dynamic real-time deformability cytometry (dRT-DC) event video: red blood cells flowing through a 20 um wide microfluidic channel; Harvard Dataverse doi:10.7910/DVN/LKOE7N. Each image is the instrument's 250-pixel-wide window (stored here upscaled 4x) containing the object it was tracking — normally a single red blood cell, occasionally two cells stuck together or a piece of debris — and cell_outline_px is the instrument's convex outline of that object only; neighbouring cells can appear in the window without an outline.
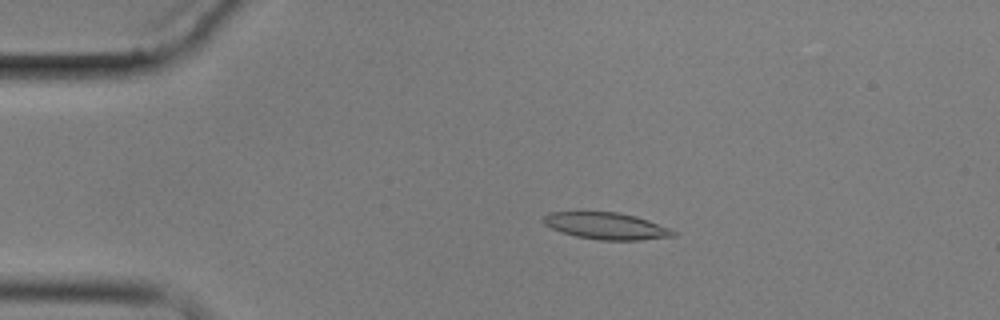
{"species": "common noctule bat (a hibernating species)", "species_latin": "Nyctalus noctula", "temperature_condition": "cold", "stored_images_in_passage": 8, "camera_frame_rate_fps": 3000, "um_per_image_px": 0.085, "animal": {"sex": "male", "body_mass_g": 17.9}, "frame": {"image": 1, "passage_image": 4, "time_ms": 3.667, "image_size_px": [1000, 320], "cell_outline_px": [[676, 236], [640, 240], [600, 240], [576, 236], [552, 228], [544, 224], [540, 220], [548, 212], [616, 212], [636, 216], [648, 220], [668, 228], [676, 232]], "centroid_in_image_um": [51.52, 19.2], "position_along_channel_um": 33.5, "area_um2": 20.11}}
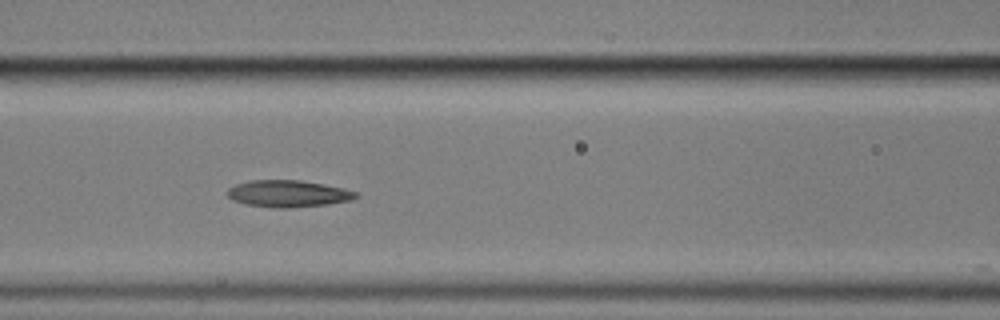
{"frame": {"image": 2, "passage_image": 7, "time_ms": 8.0, "image_size_px": [1000, 320], "cell_outline_px": [[360, 196], [352, 200], [328, 204], [288, 208], [276, 208], [244, 204], [232, 200], [228, 196], [228, 188], [236, 184], [252, 180], [300, 180], [344, 188], [356, 192]], "centroid_in_image_um": [24.5, 16.46], "position_along_channel_um": 142.1, "area_um2": 20.11}}
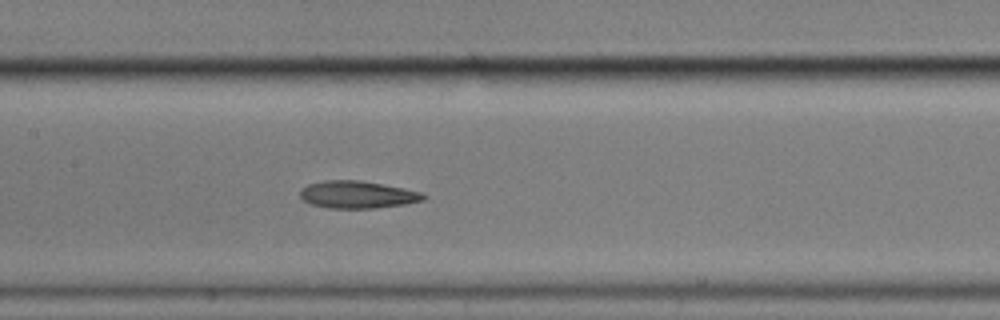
{"frame": {"image": 3, "passage_image": 8, "time_ms": 9.0, "image_size_px": [1000, 320], "cell_outline_px": [[428, 196], [424, 200], [404, 204], [372, 208], [328, 208], [312, 204], [304, 200], [300, 196], [300, 192], [308, 184], [324, 180], [360, 180], [404, 188], [420, 192]], "centroid_in_image_um": [30.4, 16.54], "position_along_channel_um": 177.0, "area_um2": 19.48}}